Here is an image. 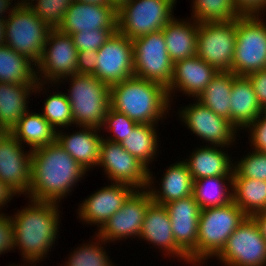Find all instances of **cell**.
<instances>
[{
    "label": "cell",
    "instance_id": "obj_42",
    "mask_svg": "<svg viewBox=\"0 0 266 266\" xmlns=\"http://www.w3.org/2000/svg\"><path fill=\"white\" fill-rule=\"evenodd\" d=\"M248 133L252 150L266 153V115L260 114L251 124H249Z\"/></svg>",
    "mask_w": 266,
    "mask_h": 266
},
{
    "label": "cell",
    "instance_id": "obj_28",
    "mask_svg": "<svg viewBox=\"0 0 266 266\" xmlns=\"http://www.w3.org/2000/svg\"><path fill=\"white\" fill-rule=\"evenodd\" d=\"M191 20L174 17L162 28L167 52L173 63L196 56L199 23Z\"/></svg>",
    "mask_w": 266,
    "mask_h": 266
},
{
    "label": "cell",
    "instance_id": "obj_53",
    "mask_svg": "<svg viewBox=\"0 0 266 266\" xmlns=\"http://www.w3.org/2000/svg\"><path fill=\"white\" fill-rule=\"evenodd\" d=\"M8 132L9 131L5 127L0 126V141L5 137Z\"/></svg>",
    "mask_w": 266,
    "mask_h": 266
},
{
    "label": "cell",
    "instance_id": "obj_29",
    "mask_svg": "<svg viewBox=\"0 0 266 266\" xmlns=\"http://www.w3.org/2000/svg\"><path fill=\"white\" fill-rule=\"evenodd\" d=\"M19 119L10 133L21 143L29 146L30 150L52 144L56 141L57 130L41 115L29 112Z\"/></svg>",
    "mask_w": 266,
    "mask_h": 266
},
{
    "label": "cell",
    "instance_id": "obj_48",
    "mask_svg": "<svg viewBox=\"0 0 266 266\" xmlns=\"http://www.w3.org/2000/svg\"><path fill=\"white\" fill-rule=\"evenodd\" d=\"M251 217L255 220L262 237L266 241V212H260L252 215Z\"/></svg>",
    "mask_w": 266,
    "mask_h": 266
},
{
    "label": "cell",
    "instance_id": "obj_18",
    "mask_svg": "<svg viewBox=\"0 0 266 266\" xmlns=\"http://www.w3.org/2000/svg\"><path fill=\"white\" fill-rule=\"evenodd\" d=\"M135 191L133 186L111 182L83 200L77 215L84 223L97 225L99 230Z\"/></svg>",
    "mask_w": 266,
    "mask_h": 266
},
{
    "label": "cell",
    "instance_id": "obj_44",
    "mask_svg": "<svg viewBox=\"0 0 266 266\" xmlns=\"http://www.w3.org/2000/svg\"><path fill=\"white\" fill-rule=\"evenodd\" d=\"M97 51H78L77 73L93 75L97 65Z\"/></svg>",
    "mask_w": 266,
    "mask_h": 266
},
{
    "label": "cell",
    "instance_id": "obj_30",
    "mask_svg": "<svg viewBox=\"0 0 266 266\" xmlns=\"http://www.w3.org/2000/svg\"><path fill=\"white\" fill-rule=\"evenodd\" d=\"M232 186L233 176L205 177L193 180L192 196L200 209L224 206L233 201Z\"/></svg>",
    "mask_w": 266,
    "mask_h": 266
},
{
    "label": "cell",
    "instance_id": "obj_7",
    "mask_svg": "<svg viewBox=\"0 0 266 266\" xmlns=\"http://www.w3.org/2000/svg\"><path fill=\"white\" fill-rule=\"evenodd\" d=\"M261 15L237 18L236 44L231 72L247 76L266 69V22Z\"/></svg>",
    "mask_w": 266,
    "mask_h": 266
},
{
    "label": "cell",
    "instance_id": "obj_55",
    "mask_svg": "<svg viewBox=\"0 0 266 266\" xmlns=\"http://www.w3.org/2000/svg\"><path fill=\"white\" fill-rule=\"evenodd\" d=\"M26 265H28V264H25V265L23 264V266H26ZM10 266H20V265H13V264H12V265H10ZM21 266H22V265H21ZM28 266H30V264H29Z\"/></svg>",
    "mask_w": 266,
    "mask_h": 266
},
{
    "label": "cell",
    "instance_id": "obj_14",
    "mask_svg": "<svg viewBox=\"0 0 266 266\" xmlns=\"http://www.w3.org/2000/svg\"><path fill=\"white\" fill-rule=\"evenodd\" d=\"M179 119L184 122L197 137L208 142L210 146L231 147L239 131L230 120L218 116L196 99V103L181 107ZM236 136V137H235ZM229 145V146H228Z\"/></svg>",
    "mask_w": 266,
    "mask_h": 266
},
{
    "label": "cell",
    "instance_id": "obj_49",
    "mask_svg": "<svg viewBox=\"0 0 266 266\" xmlns=\"http://www.w3.org/2000/svg\"><path fill=\"white\" fill-rule=\"evenodd\" d=\"M12 1L13 0H0V19H6L7 17H5L4 14L8 12V15H10L20 5L19 3H15V6H12Z\"/></svg>",
    "mask_w": 266,
    "mask_h": 266
},
{
    "label": "cell",
    "instance_id": "obj_17",
    "mask_svg": "<svg viewBox=\"0 0 266 266\" xmlns=\"http://www.w3.org/2000/svg\"><path fill=\"white\" fill-rule=\"evenodd\" d=\"M24 147L10 132L0 141V180L18 195H27L31 184L32 150Z\"/></svg>",
    "mask_w": 266,
    "mask_h": 266
},
{
    "label": "cell",
    "instance_id": "obj_22",
    "mask_svg": "<svg viewBox=\"0 0 266 266\" xmlns=\"http://www.w3.org/2000/svg\"><path fill=\"white\" fill-rule=\"evenodd\" d=\"M171 220L176 244L189 255L198 239L200 207L193 196L175 200L164 205Z\"/></svg>",
    "mask_w": 266,
    "mask_h": 266
},
{
    "label": "cell",
    "instance_id": "obj_52",
    "mask_svg": "<svg viewBox=\"0 0 266 266\" xmlns=\"http://www.w3.org/2000/svg\"><path fill=\"white\" fill-rule=\"evenodd\" d=\"M5 19H0V46L4 44Z\"/></svg>",
    "mask_w": 266,
    "mask_h": 266
},
{
    "label": "cell",
    "instance_id": "obj_21",
    "mask_svg": "<svg viewBox=\"0 0 266 266\" xmlns=\"http://www.w3.org/2000/svg\"><path fill=\"white\" fill-rule=\"evenodd\" d=\"M146 240L149 244L156 245L168 256L178 257L185 263L190 264L188 255L176 244L171 220L164 205L152 202L146 211L142 223L139 239ZM171 254V255H170Z\"/></svg>",
    "mask_w": 266,
    "mask_h": 266
},
{
    "label": "cell",
    "instance_id": "obj_11",
    "mask_svg": "<svg viewBox=\"0 0 266 266\" xmlns=\"http://www.w3.org/2000/svg\"><path fill=\"white\" fill-rule=\"evenodd\" d=\"M78 50L71 35L52 29L44 45L42 56L36 65L37 81L53 85L77 73ZM40 74V75H39ZM43 77V79H41Z\"/></svg>",
    "mask_w": 266,
    "mask_h": 266
},
{
    "label": "cell",
    "instance_id": "obj_27",
    "mask_svg": "<svg viewBox=\"0 0 266 266\" xmlns=\"http://www.w3.org/2000/svg\"><path fill=\"white\" fill-rule=\"evenodd\" d=\"M230 97V121L238 130H246L263 113L253 86L246 76H236L233 79Z\"/></svg>",
    "mask_w": 266,
    "mask_h": 266
},
{
    "label": "cell",
    "instance_id": "obj_35",
    "mask_svg": "<svg viewBox=\"0 0 266 266\" xmlns=\"http://www.w3.org/2000/svg\"><path fill=\"white\" fill-rule=\"evenodd\" d=\"M191 18L198 23L229 22L237 19L240 14L233 0H192Z\"/></svg>",
    "mask_w": 266,
    "mask_h": 266
},
{
    "label": "cell",
    "instance_id": "obj_31",
    "mask_svg": "<svg viewBox=\"0 0 266 266\" xmlns=\"http://www.w3.org/2000/svg\"><path fill=\"white\" fill-rule=\"evenodd\" d=\"M3 44L0 46V82L12 84L36 85V65Z\"/></svg>",
    "mask_w": 266,
    "mask_h": 266
},
{
    "label": "cell",
    "instance_id": "obj_4",
    "mask_svg": "<svg viewBox=\"0 0 266 266\" xmlns=\"http://www.w3.org/2000/svg\"><path fill=\"white\" fill-rule=\"evenodd\" d=\"M247 215L232 201L224 206L201 209L196 248L188 255L194 266L215 257ZM198 263V264H197Z\"/></svg>",
    "mask_w": 266,
    "mask_h": 266
},
{
    "label": "cell",
    "instance_id": "obj_40",
    "mask_svg": "<svg viewBox=\"0 0 266 266\" xmlns=\"http://www.w3.org/2000/svg\"><path fill=\"white\" fill-rule=\"evenodd\" d=\"M137 125L138 123L134 122L126 114L119 113L109 107L101 129L106 128L105 131L107 130V132L110 131V133H113L112 136H109L110 138L107 137L104 139L115 143H121Z\"/></svg>",
    "mask_w": 266,
    "mask_h": 266
},
{
    "label": "cell",
    "instance_id": "obj_16",
    "mask_svg": "<svg viewBox=\"0 0 266 266\" xmlns=\"http://www.w3.org/2000/svg\"><path fill=\"white\" fill-rule=\"evenodd\" d=\"M152 202L146 189L136 190L95 234L105 242L108 241V244L109 241L124 240L128 237L139 238L146 211Z\"/></svg>",
    "mask_w": 266,
    "mask_h": 266
},
{
    "label": "cell",
    "instance_id": "obj_45",
    "mask_svg": "<svg viewBox=\"0 0 266 266\" xmlns=\"http://www.w3.org/2000/svg\"><path fill=\"white\" fill-rule=\"evenodd\" d=\"M240 15H261L266 10V0H233Z\"/></svg>",
    "mask_w": 266,
    "mask_h": 266
},
{
    "label": "cell",
    "instance_id": "obj_19",
    "mask_svg": "<svg viewBox=\"0 0 266 266\" xmlns=\"http://www.w3.org/2000/svg\"><path fill=\"white\" fill-rule=\"evenodd\" d=\"M217 73L218 71L213 66L197 55L175 62L172 80L166 88L170 103L176 90L193 99L198 98ZM173 91L174 94H172Z\"/></svg>",
    "mask_w": 266,
    "mask_h": 266
},
{
    "label": "cell",
    "instance_id": "obj_20",
    "mask_svg": "<svg viewBox=\"0 0 266 266\" xmlns=\"http://www.w3.org/2000/svg\"><path fill=\"white\" fill-rule=\"evenodd\" d=\"M117 17L112 6L74 1L57 29L68 35L95 29H117Z\"/></svg>",
    "mask_w": 266,
    "mask_h": 266
},
{
    "label": "cell",
    "instance_id": "obj_50",
    "mask_svg": "<svg viewBox=\"0 0 266 266\" xmlns=\"http://www.w3.org/2000/svg\"><path fill=\"white\" fill-rule=\"evenodd\" d=\"M74 1L86 4L111 6L110 0H74Z\"/></svg>",
    "mask_w": 266,
    "mask_h": 266
},
{
    "label": "cell",
    "instance_id": "obj_46",
    "mask_svg": "<svg viewBox=\"0 0 266 266\" xmlns=\"http://www.w3.org/2000/svg\"><path fill=\"white\" fill-rule=\"evenodd\" d=\"M253 86L258 102L262 108L266 107V69L246 76Z\"/></svg>",
    "mask_w": 266,
    "mask_h": 266
},
{
    "label": "cell",
    "instance_id": "obj_56",
    "mask_svg": "<svg viewBox=\"0 0 266 266\" xmlns=\"http://www.w3.org/2000/svg\"><path fill=\"white\" fill-rule=\"evenodd\" d=\"M263 113L266 115V107L263 108Z\"/></svg>",
    "mask_w": 266,
    "mask_h": 266
},
{
    "label": "cell",
    "instance_id": "obj_54",
    "mask_svg": "<svg viewBox=\"0 0 266 266\" xmlns=\"http://www.w3.org/2000/svg\"><path fill=\"white\" fill-rule=\"evenodd\" d=\"M20 5H29V3L32 2V0H21V1H17Z\"/></svg>",
    "mask_w": 266,
    "mask_h": 266
},
{
    "label": "cell",
    "instance_id": "obj_13",
    "mask_svg": "<svg viewBox=\"0 0 266 266\" xmlns=\"http://www.w3.org/2000/svg\"><path fill=\"white\" fill-rule=\"evenodd\" d=\"M98 166L104 168L106 177L112 182L124 183L136 190L147 189L149 169L129 154L120 143L102 138Z\"/></svg>",
    "mask_w": 266,
    "mask_h": 266
},
{
    "label": "cell",
    "instance_id": "obj_6",
    "mask_svg": "<svg viewBox=\"0 0 266 266\" xmlns=\"http://www.w3.org/2000/svg\"><path fill=\"white\" fill-rule=\"evenodd\" d=\"M51 30L28 5H19L5 19L4 44L37 65Z\"/></svg>",
    "mask_w": 266,
    "mask_h": 266
},
{
    "label": "cell",
    "instance_id": "obj_38",
    "mask_svg": "<svg viewBox=\"0 0 266 266\" xmlns=\"http://www.w3.org/2000/svg\"><path fill=\"white\" fill-rule=\"evenodd\" d=\"M73 2L74 0H32L28 6L43 22L52 29H57Z\"/></svg>",
    "mask_w": 266,
    "mask_h": 266
},
{
    "label": "cell",
    "instance_id": "obj_34",
    "mask_svg": "<svg viewBox=\"0 0 266 266\" xmlns=\"http://www.w3.org/2000/svg\"><path fill=\"white\" fill-rule=\"evenodd\" d=\"M155 124H138L134 130L126 136L120 145L131 155L142 162L148 169L158 153V141Z\"/></svg>",
    "mask_w": 266,
    "mask_h": 266
},
{
    "label": "cell",
    "instance_id": "obj_43",
    "mask_svg": "<svg viewBox=\"0 0 266 266\" xmlns=\"http://www.w3.org/2000/svg\"><path fill=\"white\" fill-rule=\"evenodd\" d=\"M14 251V233L12 219L4 213H0V255L6 251Z\"/></svg>",
    "mask_w": 266,
    "mask_h": 266
},
{
    "label": "cell",
    "instance_id": "obj_26",
    "mask_svg": "<svg viewBox=\"0 0 266 266\" xmlns=\"http://www.w3.org/2000/svg\"><path fill=\"white\" fill-rule=\"evenodd\" d=\"M44 86L39 82L36 85L0 82V126L10 132L28 111V97L42 91Z\"/></svg>",
    "mask_w": 266,
    "mask_h": 266
},
{
    "label": "cell",
    "instance_id": "obj_15",
    "mask_svg": "<svg viewBox=\"0 0 266 266\" xmlns=\"http://www.w3.org/2000/svg\"><path fill=\"white\" fill-rule=\"evenodd\" d=\"M97 65L94 76L112 86L134 76L132 40L116 31L97 50Z\"/></svg>",
    "mask_w": 266,
    "mask_h": 266
},
{
    "label": "cell",
    "instance_id": "obj_25",
    "mask_svg": "<svg viewBox=\"0 0 266 266\" xmlns=\"http://www.w3.org/2000/svg\"><path fill=\"white\" fill-rule=\"evenodd\" d=\"M201 146L183 160L193 180L214 176H233L234 164L223 146ZM222 148V149H221ZM224 151V152H223Z\"/></svg>",
    "mask_w": 266,
    "mask_h": 266
},
{
    "label": "cell",
    "instance_id": "obj_3",
    "mask_svg": "<svg viewBox=\"0 0 266 266\" xmlns=\"http://www.w3.org/2000/svg\"><path fill=\"white\" fill-rule=\"evenodd\" d=\"M169 102L163 85L135 76L110 86V107L138 124L158 125L171 109Z\"/></svg>",
    "mask_w": 266,
    "mask_h": 266
},
{
    "label": "cell",
    "instance_id": "obj_47",
    "mask_svg": "<svg viewBox=\"0 0 266 266\" xmlns=\"http://www.w3.org/2000/svg\"><path fill=\"white\" fill-rule=\"evenodd\" d=\"M18 196V194L11 189L6 183L0 180V210L7 206V203L13 199L14 196ZM1 212V211H0Z\"/></svg>",
    "mask_w": 266,
    "mask_h": 266
},
{
    "label": "cell",
    "instance_id": "obj_8",
    "mask_svg": "<svg viewBox=\"0 0 266 266\" xmlns=\"http://www.w3.org/2000/svg\"><path fill=\"white\" fill-rule=\"evenodd\" d=\"M177 0H132L117 11V31L134 40L162 28L174 18Z\"/></svg>",
    "mask_w": 266,
    "mask_h": 266
},
{
    "label": "cell",
    "instance_id": "obj_32",
    "mask_svg": "<svg viewBox=\"0 0 266 266\" xmlns=\"http://www.w3.org/2000/svg\"><path fill=\"white\" fill-rule=\"evenodd\" d=\"M236 76L232 72H218L196 99L218 116L230 120V94Z\"/></svg>",
    "mask_w": 266,
    "mask_h": 266
},
{
    "label": "cell",
    "instance_id": "obj_24",
    "mask_svg": "<svg viewBox=\"0 0 266 266\" xmlns=\"http://www.w3.org/2000/svg\"><path fill=\"white\" fill-rule=\"evenodd\" d=\"M149 169V181L147 191L150 193L154 203L165 205L169 202L187 198L192 196L193 191V179L184 161H180L170 165L167 169L163 178H161V184L159 189L153 182V174ZM153 184V185H152ZM155 190H154V189Z\"/></svg>",
    "mask_w": 266,
    "mask_h": 266
},
{
    "label": "cell",
    "instance_id": "obj_23",
    "mask_svg": "<svg viewBox=\"0 0 266 266\" xmlns=\"http://www.w3.org/2000/svg\"><path fill=\"white\" fill-rule=\"evenodd\" d=\"M82 128V130H81ZM79 127L80 131L72 134L57 130L56 141L67 151L79 165L87 172L99 163L100 144L102 135L100 129L92 127Z\"/></svg>",
    "mask_w": 266,
    "mask_h": 266
},
{
    "label": "cell",
    "instance_id": "obj_41",
    "mask_svg": "<svg viewBox=\"0 0 266 266\" xmlns=\"http://www.w3.org/2000/svg\"><path fill=\"white\" fill-rule=\"evenodd\" d=\"M116 31L117 29H95L76 32L71 37L78 51H97Z\"/></svg>",
    "mask_w": 266,
    "mask_h": 266
},
{
    "label": "cell",
    "instance_id": "obj_36",
    "mask_svg": "<svg viewBox=\"0 0 266 266\" xmlns=\"http://www.w3.org/2000/svg\"><path fill=\"white\" fill-rule=\"evenodd\" d=\"M95 237L96 242L91 241L75 248L76 250L74 249L72 254L70 253L64 266H115L106 254L104 247H102L103 244L105 245L108 242H105L98 235H95Z\"/></svg>",
    "mask_w": 266,
    "mask_h": 266
},
{
    "label": "cell",
    "instance_id": "obj_1",
    "mask_svg": "<svg viewBox=\"0 0 266 266\" xmlns=\"http://www.w3.org/2000/svg\"><path fill=\"white\" fill-rule=\"evenodd\" d=\"M86 173L57 141L38 147L32 150L31 184L27 197L59 204Z\"/></svg>",
    "mask_w": 266,
    "mask_h": 266
},
{
    "label": "cell",
    "instance_id": "obj_12",
    "mask_svg": "<svg viewBox=\"0 0 266 266\" xmlns=\"http://www.w3.org/2000/svg\"><path fill=\"white\" fill-rule=\"evenodd\" d=\"M216 257L224 266H266V241L252 217L234 230Z\"/></svg>",
    "mask_w": 266,
    "mask_h": 266
},
{
    "label": "cell",
    "instance_id": "obj_51",
    "mask_svg": "<svg viewBox=\"0 0 266 266\" xmlns=\"http://www.w3.org/2000/svg\"><path fill=\"white\" fill-rule=\"evenodd\" d=\"M132 0H110L111 6L116 10L119 11L124 5L128 4Z\"/></svg>",
    "mask_w": 266,
    "mask_h": 266
},
{
    "label": "cell",
    "instance_id": "obj_33",
    "mask_svg": "<svg viewBox=\"0 0 266 266\" xmlns=\"http://www.w3.org/2000/svg\"><path fill=\"white\" fill-rule=\"evenodd\" d=\"M233 202L247 215L266 212V181L233 178Z\"/></svg>",
    "mask_w": 266,
    "mask_h": 266
},
{
    "label": "cell",
    "instance_id": "obj_5",
    "mask_svg": "<svg viewBox=\"0 0 266 266\" xmlns=\"http://www.w3.org/2000/svg\"><path fill=\"white\" fill-rule=\"evenodd\" d=\"M66 97L71 105L74 125L101 130L110 107V86L94 75L74 74Z\"/></svg>",
    "mask_w": 266,
    "mask_h": 266
},
{
    "label": "cell",
    "instance_id": "obj_10",
    "mask_svg": "<svg viewBox=\"0 0 266 266\" xmlns=\"http://www.w3.org/2000/svg\"><path fill=\"white\" fill-rule=\"evenodd\" d=\"M237 19L199 23L196 55L218 72H231Z\"/></svg>",
    "mask_w": 266,
    "mask_h": 266
},
{
    "label": "cell",
    "instance_id": "obj_9",
    "mask_svg": "<svg viewBox=\"0 0 266 266\" xmlns=\"http://www.w3.org/2000/svg\"><path fill=\"white\" fill-rule=\"evenodd\" d=\"M132 44L134 76L167 88L172 80L174 63L167 52L162 30L136 38Z\"/></svg>",
    "mask_w": 266,
    "mask_h": 266
},
{
    "label": "cell",
    "instance_id": "obj_39",
    "mask_svg": "<svg viewBox=\"0 0 266 266\" xmlns=\"http://www.w3.org/2000/svg\"><path fill=\"white\" fill-rule=\"evenodd\" d=\"M233 168V178H252L266 181V153L252 151L237 161Z\"/></svg>",
    "mask_w": 266,
    "mask_h": 266
},
{
    "label": "cell",
    "instance_id": "obj_37",
    "mask_svg": "<svg viewBox=\"0 0 266 266\" xmlns=\"http://www.w3.org/2000/svg\"><path fill=\"white\" fill-rule=\"evenodd\" d=\"M43 112L41 115L56 129V127L67 128L74 124L71 105L66 93L54 92L44 100ZM69 125V126H68Z\"/></svg>",
    "mask_w": 266,
    "mask_h": 266
},
{
    "label": "cell",
    "instance_id": "obj_2",
    "mask_svg": "<svg viewBox=\"0 0 266 266\" xmlns=\"http://www.w3.org/2000/svg\"><path fill=\"white\" fill-rule=\"evenodd\" d=\"M10 216L14 233V249L23 261L32 265L43 261L57 239L60 211L55 202L34 201ZM50 249V250H49Z\"/></svg>",
    "mask_w": 266,
    "mask_h": 266
}]
</instances>
